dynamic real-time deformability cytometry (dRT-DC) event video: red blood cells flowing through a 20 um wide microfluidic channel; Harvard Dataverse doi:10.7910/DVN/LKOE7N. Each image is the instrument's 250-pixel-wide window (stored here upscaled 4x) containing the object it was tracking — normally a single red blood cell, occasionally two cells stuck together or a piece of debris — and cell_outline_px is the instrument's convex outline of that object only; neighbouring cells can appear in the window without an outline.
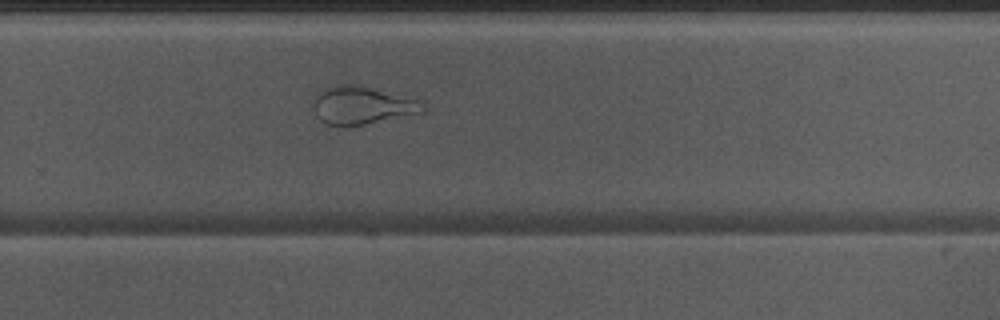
{"species": "Egyptian fruit bat (a non-hibernating species)", "species_latin": "Rousettus aegyptiacus", "temperature_condition": "warm", "stored_images_in_passage": 41, "camera_frame_rate_fps": 3000, "um_per_image_px": 0.085, "animal": {"sex": "male"}, "frame": {"image": 1, "passage_image": 24, "time_ms": 7.667, "image_size_px": [1000, 320], "cell_outline_px": [[424, 112], [344, 128], [328, 124], [320, 120], [316, 116], [312, 108], [312, 104], [316, 96], [324, 88], [344, 84], [360, 84], [420, 96], [424, 100]], "centroid_in_image_um": [30.88, 8.92], "position_along_channel_um": 298.9, "area_um2": 25.43}}
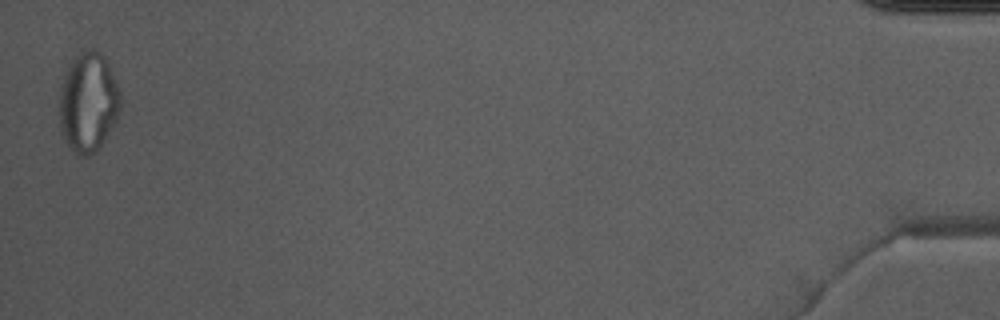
{"frame": {"image": 2, "passage_image": 41, "time_ms": 13.333, "image_size_px": [1000, 320], "cell_outline_px": [[120, 100], [116, 120], [112, 128], [96, 152], [88, 156], [80, 156], [68, 144], [64, 136], [60, 124], [60, 84], [72, 60], [76, 56], [88, 48], [96, 48], [108, 60], [120, 92]], "centroid_in_image_um": [7.51, 8.66], "position_along_channel_um": 427.7, "area_um2": 35.2}}